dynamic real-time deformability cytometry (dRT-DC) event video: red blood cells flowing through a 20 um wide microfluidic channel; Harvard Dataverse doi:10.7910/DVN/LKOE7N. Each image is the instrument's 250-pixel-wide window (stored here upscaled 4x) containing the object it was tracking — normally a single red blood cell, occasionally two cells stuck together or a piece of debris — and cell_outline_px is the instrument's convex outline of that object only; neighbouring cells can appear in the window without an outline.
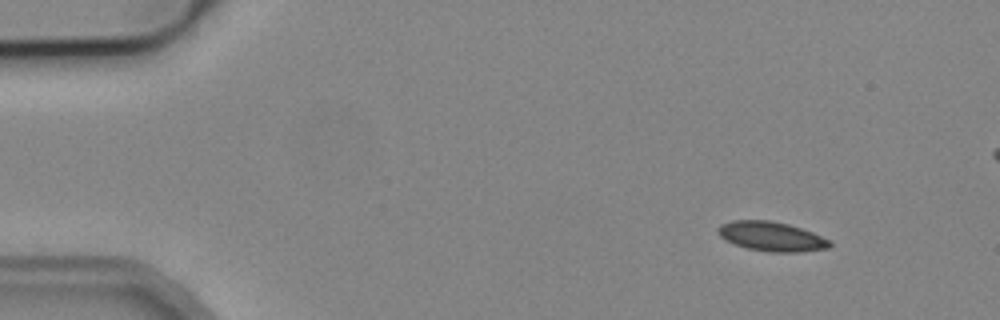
{"species": "common noctule bat (a hibernating species)", "species_latin": "Nyctalus noctula", "temperature_condition": "cold", "stored_images_in_passage": 5, "camera_frame_rate_fps": 3000, "um_per_image_px": 0.085, "animal": {"sex": "male", "body_mass_g": 19.2, "forearm_length_mm": 51.8}, "frame": {"image": 1, "passage_image": 1, "time_ms": 0.0, "image_size_px": [1000, 320], "cell_outline_px": [[832, 244], [828, 248], [800, 252], [768, 252], [748, 248], [724, 240], [716, 232], [716, 228], [720, 224], [732, 220], [768, 220], [788, 224], [812, 232], [832, 240]], "centroid_in_image_um": [65.56, 20.09], "position_along_channel_um": 19.4, "area_um2": 19.31}}